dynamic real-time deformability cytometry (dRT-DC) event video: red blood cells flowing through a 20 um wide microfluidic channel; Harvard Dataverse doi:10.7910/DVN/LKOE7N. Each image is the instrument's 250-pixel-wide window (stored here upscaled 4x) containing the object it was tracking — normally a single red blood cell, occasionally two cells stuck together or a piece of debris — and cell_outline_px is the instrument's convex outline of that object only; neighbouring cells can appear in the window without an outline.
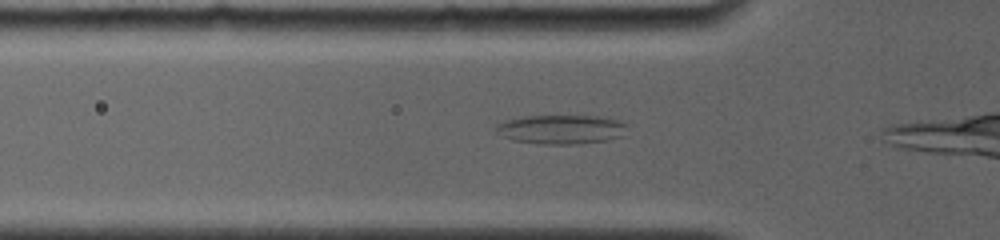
{"species": "common noctule bat (a hibernating species)", "species_latin": "Nyctalus noctula", "temperature_condition": "room temperature", "stored_images_in_passage": 5, "segment_of_instrument_passage": [2, 2], "camera_frame_rate_fps": 4000, "um_per_image_px": 0.085, "animal": {"sex": "female", "body_mass_g": 19.0, "forearm_length_mm": 56.7}, "frame": {"image": 1, "passage_image": 5, "time_ms": 3.0, "image_size_px": [1000, 240], "cell_outline_px": [[628, 124], [620, 136], [608, 140], [580, 144], [540, 144], [512, 140], [496, 132], [492, 128], [496, 124], [504, 120], [524, 116], [600, 116], [616, 120]], "centroid_in_image_um": [47.63, 11.0], "position_along_channel_um": 78.2, "area_um2": 22.37}}